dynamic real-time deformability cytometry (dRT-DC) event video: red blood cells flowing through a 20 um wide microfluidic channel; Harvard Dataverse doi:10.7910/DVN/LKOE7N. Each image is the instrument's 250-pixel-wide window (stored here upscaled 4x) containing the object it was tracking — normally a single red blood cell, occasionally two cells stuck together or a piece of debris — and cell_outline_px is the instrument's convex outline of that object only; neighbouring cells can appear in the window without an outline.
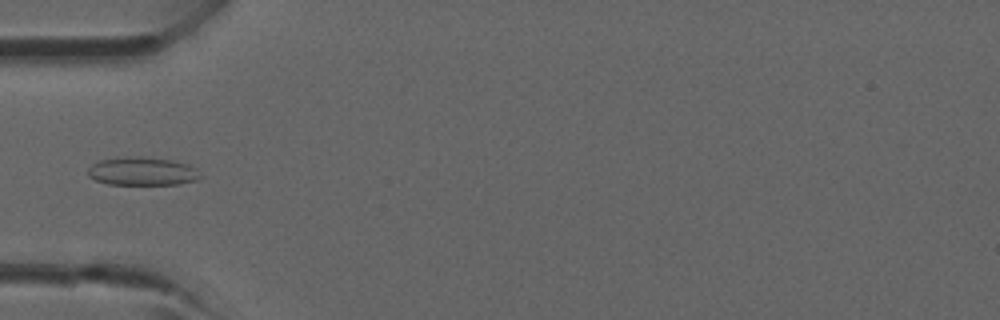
{"species": "common noctule bat (a hibernating species)", "species_latin": "Nyctalus noctula", "temperature_condition": "room temperature", "stored_images_in_passage": 3, "camera_frame_rate_fps": 3000, "um_per_image_px": 0.085, "animal": {"sex": "male", "forearm_length_mm": 52.5}, "frame": {"image": 1, "passage_image": 3, "time_ms": 3.0, "image_size_px": [1000, 320], "cell_outline_px": [[204, 176], [200, 180], [180, 184], [108, 184], [96, 180], [88, 176], [88, 168], [92, 164], [100, 160], [124, 156], [144, 156], [172, 160], [188, 164], [196, 168]], "centroid_in_image_um": [12.15, 14.55], "position_along_channel_um": 72.8, "area_um2": 18.9}}